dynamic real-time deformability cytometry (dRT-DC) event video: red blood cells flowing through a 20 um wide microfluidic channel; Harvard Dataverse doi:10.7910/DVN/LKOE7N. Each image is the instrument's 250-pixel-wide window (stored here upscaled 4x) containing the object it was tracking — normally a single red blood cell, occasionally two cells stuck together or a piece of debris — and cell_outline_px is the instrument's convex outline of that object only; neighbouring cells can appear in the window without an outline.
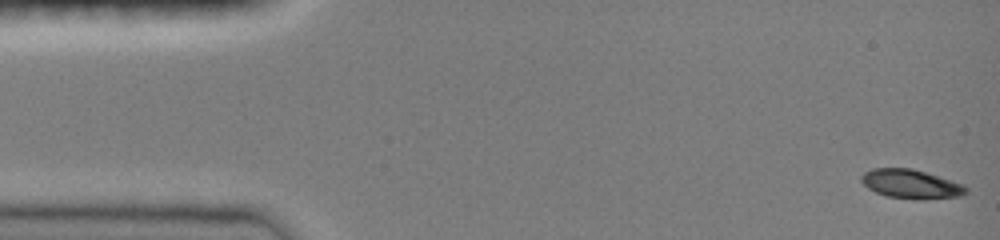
{"species": "common noctule bat (a hibernating species)", "species_latin": "Nyctalus noctula", "temperature_condition": "room temperature", "stored_images_in_passage": 47, "camera_frame_rate_fps": 3000, "um_per_image_px": 0.085, "animal": {"sex": "female", "body_mass_g": 19.0, "forearm_length_mm": 51.5}, "frame": {"image": 1, "passage_image": 1, "time_ms": 0.0, "image_size_px": [1000, 240], "cell_outline_px": [[968, 192], [960, 196], [888, 196], [876, 192], [868, 188], [860, 180], [860, 176], [864, 172], [872, 168], [908, 168], [924, 172], [960, 184], [968, 188]], "centroid_in_image_um": [77.32, 15.58], "position_along_channel_um": 7.7, "area_um2": 16.36}}
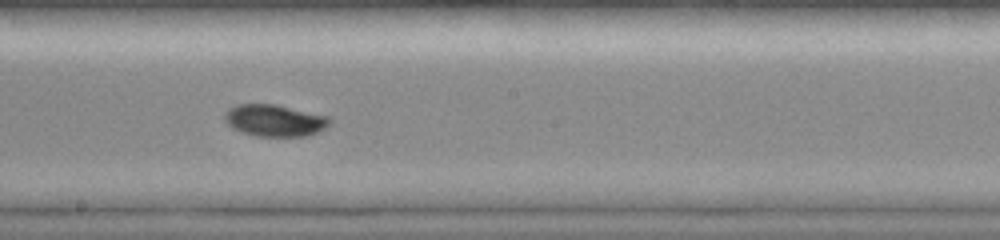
{"frame": {"image": 2, "passage_image": 26, "time_ms": 8.333, "image_size_px": [1000, 240], "cell_outline_px": [[332, 120], [324, 128], [308, 136], [256, 136], [232, 128], [224, 120], [224, 112], [228, 108], [236, 104], [276, 104], [332, 116]], "centroid_in_image_um": [23.36, 10.22], "position_along_channel_um": 224.8, "area_um2": 19.71}}
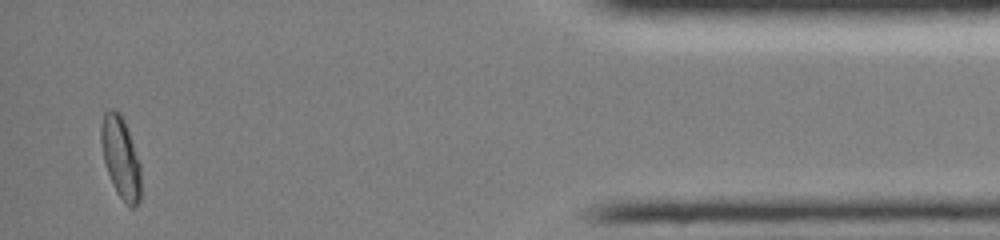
{"frame": {"image": 3, "passage_image": 45, "time_ms": 14.667, "image_size_px": [1000, 240], "cell_outline_px": [[140, 200], [132, 208], [124, 204], [116, 192], [112, 184], [104, 160], [100, 140], [100, 128], [104, 112], [108, 108], [112, 108], [120, 112], [124, 120], [140, 164]], "centroid_in_image_um": [10.24, 13.38], "position_along_channel_um": 425.0, "area_um2": 18.96}, "authors_computed_cell_mechanics": {"area_um2": 18.6116, "velocity_mm_per_s": 4.0559, "shape_relaxation_time_tau1_ms": 3.0098, "shape_relaxation_time_tau2_ms": null, "deformation_change_tau1": 0.1573, "deformation_change_tau2": null}}